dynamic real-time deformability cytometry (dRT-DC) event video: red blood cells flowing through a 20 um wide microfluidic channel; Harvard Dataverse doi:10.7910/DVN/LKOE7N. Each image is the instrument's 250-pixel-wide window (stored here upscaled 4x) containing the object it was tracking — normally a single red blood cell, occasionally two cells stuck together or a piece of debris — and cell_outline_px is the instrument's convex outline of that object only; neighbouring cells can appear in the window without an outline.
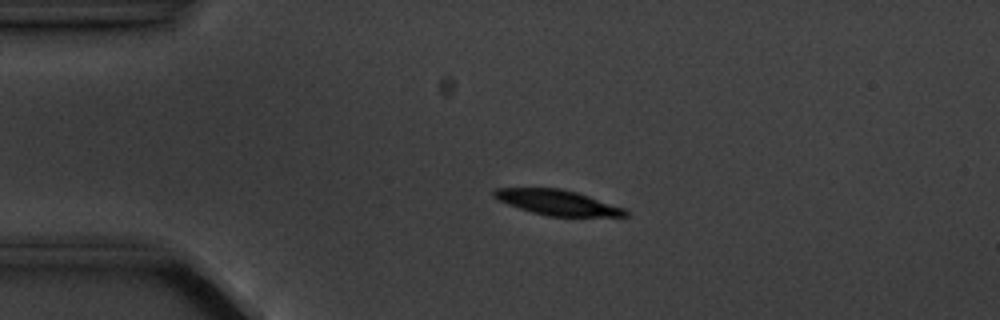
{"species": "common noctule bat (a hibernating species)", "species_latin": "Nyctalus noctula", "temperature_condition": "cold", "stored_images_in_passage": 6, "segment_of_instrument_passage": [1, 2], "camera_frame_rate_fps": 3000, "um_per_image_px": 0.085, "animal": {"sex": "male", "body_mass_g": 20.1, "forearm_length_mm": 53.5}, "frame": {"image": 1, "passage_image": 4, "time_ms": 3.333, "image_size_px": [1000, 320], "cell_outline_px": [[628, 216], [548, 216], [532, 212], [508, 204], [492, 196], [492, 192], [496, 188], [560, 188], [576, 192], [624, 208], [628, 212]], "centroid_in_image_um": [47.36, 17.21], "position_along_channel_um": 37.6, "area_um2": 18.96}}